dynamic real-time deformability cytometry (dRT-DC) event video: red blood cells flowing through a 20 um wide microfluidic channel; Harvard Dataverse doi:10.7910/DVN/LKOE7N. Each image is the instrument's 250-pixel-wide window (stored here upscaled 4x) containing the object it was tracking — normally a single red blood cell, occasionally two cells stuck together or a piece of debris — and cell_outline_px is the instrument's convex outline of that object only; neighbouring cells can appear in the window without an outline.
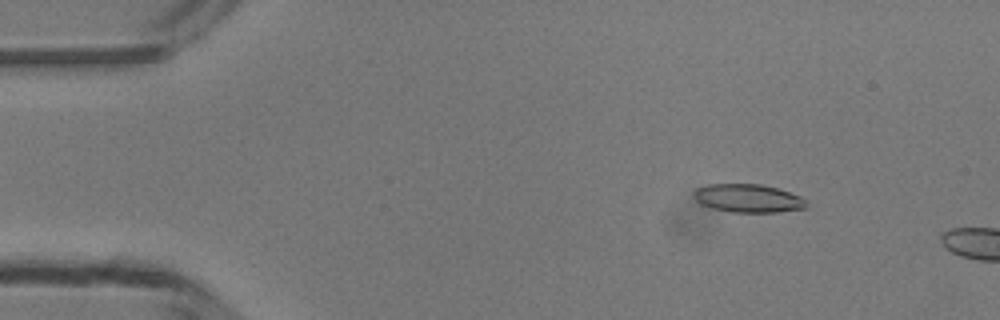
{"species": "common noctule bat (a hibernating species)", "species_latin": "Nyctalus noctula", "temperature_condition": "room temperature", "stored_images_in_passage": 9, "camera_frame_rate_fps": 3000, "um_per_image_px": 0.085, "animal": {"sex": "male", "body_mass_g": 13.3}, "frame": {"image": 1, "passage_image": 6, "time_ms": 1.667, "image_size_px": [1000, 320], "cell_outline_px": [[808, 208], [776, 212], [732, 212], [712, 208], [700, 204], [692, 196], [692, 192], [696, 188], [708, 184], [760, 184], [776, 188], [800, 196], [808, 204]], "centroid_in_image_um": [63.55, 16.85], "position_along_channel_um": 21.5, "area_um2": 18.61}}